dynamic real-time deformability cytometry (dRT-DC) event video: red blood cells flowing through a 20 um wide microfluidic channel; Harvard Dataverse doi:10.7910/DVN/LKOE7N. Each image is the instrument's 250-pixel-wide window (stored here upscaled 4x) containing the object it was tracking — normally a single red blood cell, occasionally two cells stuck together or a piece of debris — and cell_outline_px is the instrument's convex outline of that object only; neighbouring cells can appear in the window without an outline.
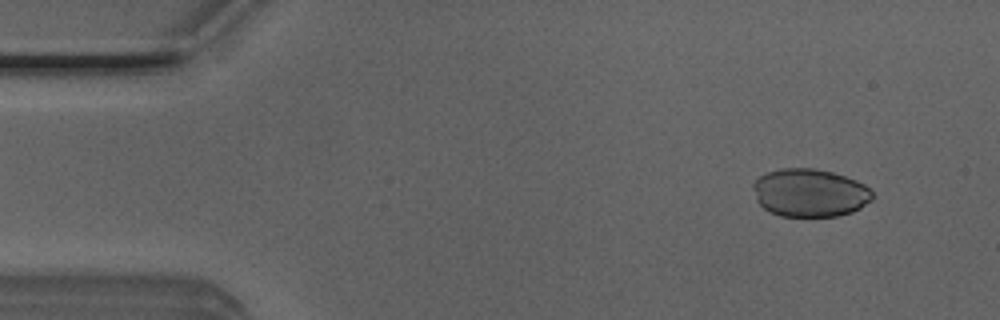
{"species": "Egyptian fruit bat (a non-hibernating species)", "species_latin": "Rousettus aegyptiacus", "temperature_condition": "room temperature", "stored_images_in_passage": 50, "camera_frame_rate_fps": 3000, "um_per_image_px": 0.085, "animal": {"sex": "male"}, "frame": {"image": 1, "passage_image": 5, "time_ms": 1.333, "image_size_px": [1000, 320], "cell_outline_px": [[872, 200], [860, 208], [852, 212], [836, 216], [780, 216], [768, 212], [756, 200], [752, 188], [752, 184], [760, 176], [768, 172], [780, 168], [812, 168], [832, 172], [856, 180], [864, 184], [872, 192]], "centroid_in_image_um": [68.81, 16.39], "position_along_channel_um": 16.2, "area_um2": 33.47}}
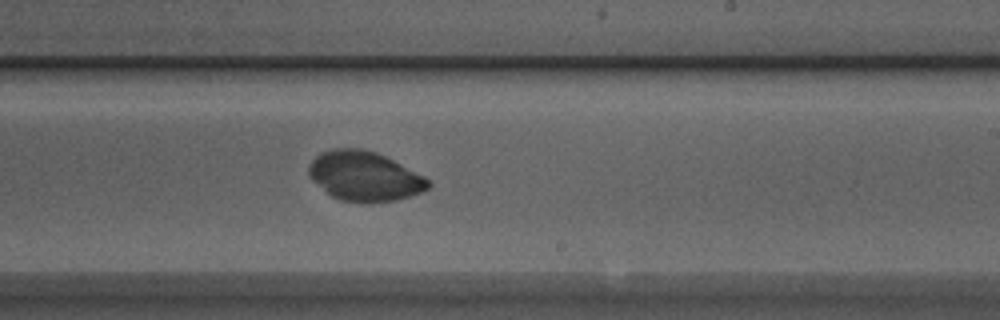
{"frame": {"image": 2, "passage_image": 30, "time_ms": 9.667, "image_size_px": [1000, 320], "cell_outline_px": [[432, 184], [428, 188], [420, 192], [396, 200], [368, 204], [340, 200], [332, 196], [312, 180], [308, 176], [308, 164], [320, 152], [332, 148], [360, 148], [376, 152], [424, 176]], "centroid_in_image_um": [30.94, 14.98], "position_along_channel_um": 258.1, "area_um2": 34.56}}